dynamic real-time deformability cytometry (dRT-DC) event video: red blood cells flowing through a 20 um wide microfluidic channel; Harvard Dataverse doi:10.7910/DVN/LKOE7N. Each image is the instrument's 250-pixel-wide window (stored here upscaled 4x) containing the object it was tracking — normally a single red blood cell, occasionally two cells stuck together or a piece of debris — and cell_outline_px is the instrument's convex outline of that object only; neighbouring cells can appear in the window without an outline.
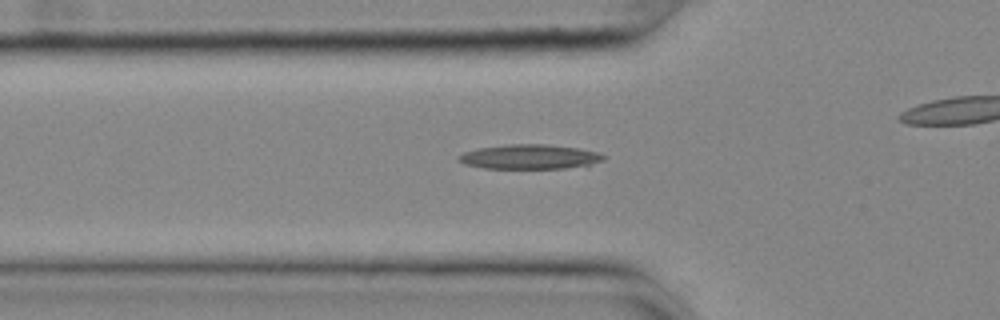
{"species": "common noctule bat (a hibernating species)", "species_latin": "Nyctalus noctula", "temperature_condition": "cold", "stored_images_in_passage": 28, "camera_frame_rate_fps": 3000, "um_per_image_px": 0.085, "animal": {"sex": "female", "body_mass_g": 25.1}, "frame": {"image": 1, "passage_image": 2, "time_ms": 0.333, "image_size_px": [1000, 320], "cell_outline_px": [[604, 160], [588, 164], [564, 168], [484, 168], [464, 164], [456, 160], [456, 156], [464, 152], [480, 148], [508, 144], [544, 144], [576, 148], [596, 152], [604, 156]], "centroid_in_image_um": [44.92, 13.32], "position_along_channel_um": 80.9, "area_um2": 20.4}}
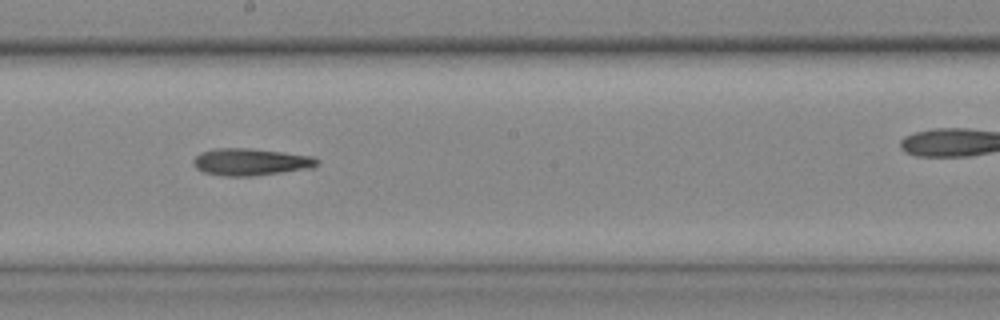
{"frame": {"image": 2, "passage_image": 14, "time_ms": 4.333, "image_size_px": [1000, 320], "cell_outline_px": [[320, 160], [312, 168], [252, 176], [224, 176], [204, 172], [196, 168], [192, 164], [192, 160], [200, 152], [216, 148], [248, 148], [284, 152], [316, 156]], "centroid_in_image_um": [21.31, 13.76], "position_along_channel_um": 226.9, "area_um2": 19.65}}
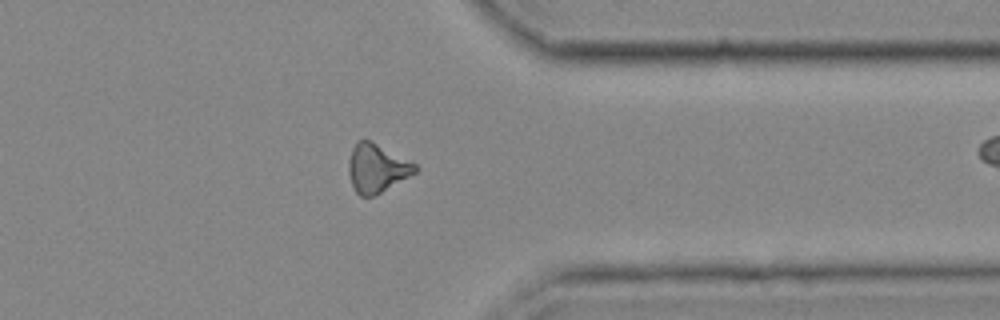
{"frame": {"image": 3, "passage_image": 27, "time_ms": 8.667, "image_size_px": [1000, 320], "cell_outline_px": [[420, 168], [416, 172], [376, 196], [360, 196], [356, 192], [352, 184], [348, 172], [348, 160], [352, 148], [356, 140], [368, 140], [416, 164]], "centroid_in_image_um": [32.01, 14.32], "position_along_channel_um": 379.4, "area_um2": 18.67}}